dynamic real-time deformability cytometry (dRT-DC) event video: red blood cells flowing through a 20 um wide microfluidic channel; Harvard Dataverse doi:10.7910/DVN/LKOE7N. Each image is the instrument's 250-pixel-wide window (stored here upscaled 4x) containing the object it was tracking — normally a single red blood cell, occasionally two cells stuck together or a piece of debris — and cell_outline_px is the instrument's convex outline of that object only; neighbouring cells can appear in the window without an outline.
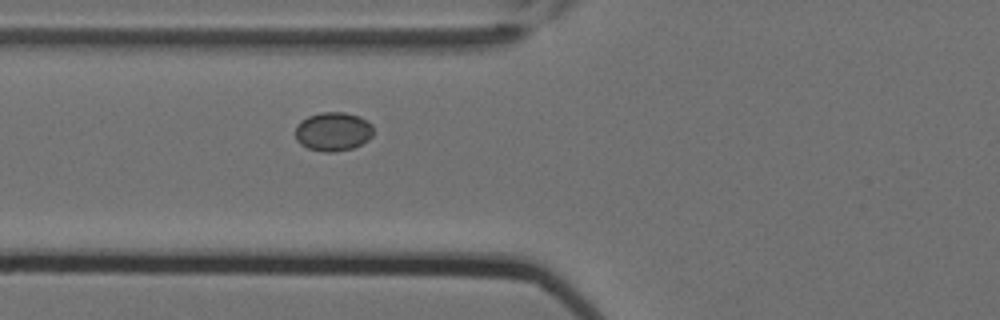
{"species": "Egyptian fruit bat (a non-hibernating species)", "species_latin": "Rousettus aegyptiacus", "temperature_condition": "cold", "stored_images_in_passage": 5, "camera_frame_rate_fps": 3000, "um_per_image_px": 0.085, "animal": {"sex": "female"}, "frame": {"image": 1, "passage_image": 5, "time_ms": 1.333, "image_size_px": [1000, 320], "cell_outline_px": [[372, 136], [368, 140], [352, 148], [332, 152], [324, 152], [308, 148], [300, 144], [296, 140], [296, 128], [300, 120], [308, 116], [320, 112], [344, 112], [360, 116], [372, 124]], "centroid_in_image_um": [28.3, 11.17], "position_along_channel_um": 97.5, "area_um2": 17.69}}